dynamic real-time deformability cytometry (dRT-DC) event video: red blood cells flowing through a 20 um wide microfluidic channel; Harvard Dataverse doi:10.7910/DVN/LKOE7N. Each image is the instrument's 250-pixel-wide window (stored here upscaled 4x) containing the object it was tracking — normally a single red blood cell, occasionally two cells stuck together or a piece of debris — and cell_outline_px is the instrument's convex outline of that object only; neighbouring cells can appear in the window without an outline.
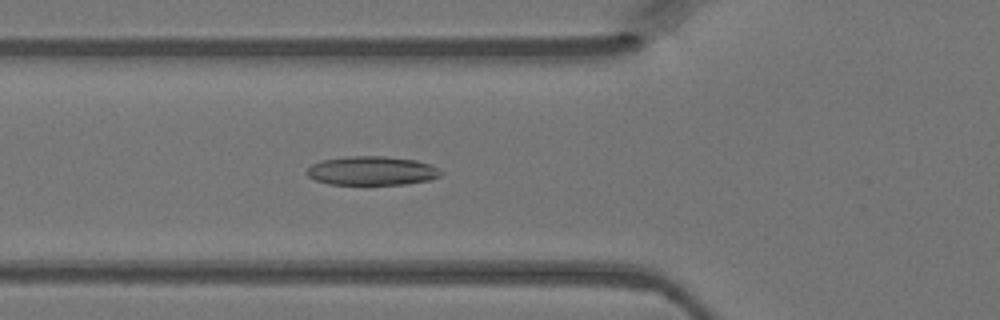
{"species": "Egyptian fruit bat (a non-hibernating species)", "species_latin": "Rousettus aegyptiacus", "temperature_condition": "warm", "stored_images_in_passage": 43, "camera_frame_rate_fps": 3000, "um_per_image_px": 0.085, "animal": {"sex": "female"}, "frame": {"image": 1, "passage_image": 13, "time_ms": 4.0, "image_size_px": [1000, 320], "cell_outline_px": [[444, 172], [440, 176], [428, 180], [404, 184], [328, 184], [316, 180], [308, 176], [308, 168], [312, 164], [320, 160], [348, 156], [384, 156], [416, 160], [428, 164]], "centroid_in_image_um": [31.6, 14.51], "position_along_channel_um": 94.2, "area_um2": 22.43}}
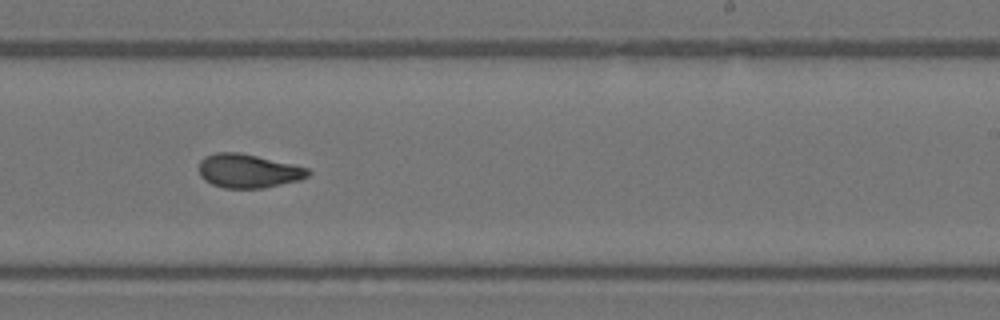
{"frame": {"image": 2, "passage_image": 25, "time_ms": 8.0, "image_size_px": [1000, 320], "cell_outline_px": [[312, 172], [308, 176], [300, 180], [264, 188], [224, 188], [212, 184], [204, 180], [200, 176], [200, 160], [204, 156], [216, 152], [240, 152], [292, 164], [308, 168]], "centroid_in_image_um": [21.1, 14.53], "position_along_channel_um": 267.9, "area_um2": 21.56}}
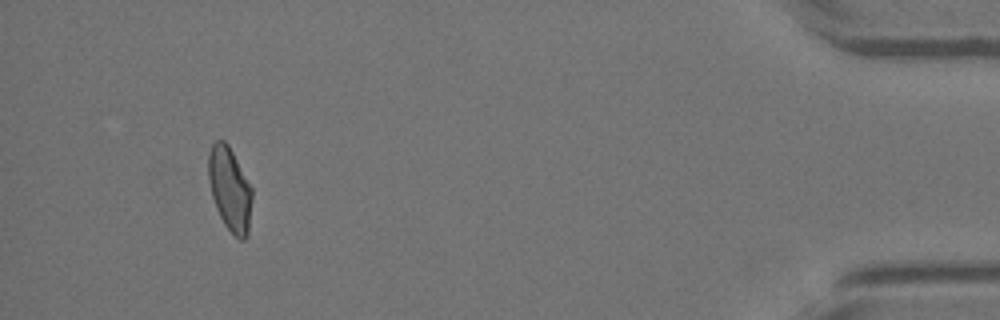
{"frame": {"image": 3, "passage_image": 40, "time_ms": 13.0, "image_size_px": [1000, 320], "cell_outline_px": [[252, 200], [248, 236], [244, 240], [240, 240], [224, 224], [216, 208], [212, 196], [208, 180], [208, 152], [212, 144], [216, 140], [224, 140], [228, 144], [252, 188]], "centroid_in_image_um": [19.53, 16.07], "position_along_channel_um": 415.7, "area_um2": 21.33}}